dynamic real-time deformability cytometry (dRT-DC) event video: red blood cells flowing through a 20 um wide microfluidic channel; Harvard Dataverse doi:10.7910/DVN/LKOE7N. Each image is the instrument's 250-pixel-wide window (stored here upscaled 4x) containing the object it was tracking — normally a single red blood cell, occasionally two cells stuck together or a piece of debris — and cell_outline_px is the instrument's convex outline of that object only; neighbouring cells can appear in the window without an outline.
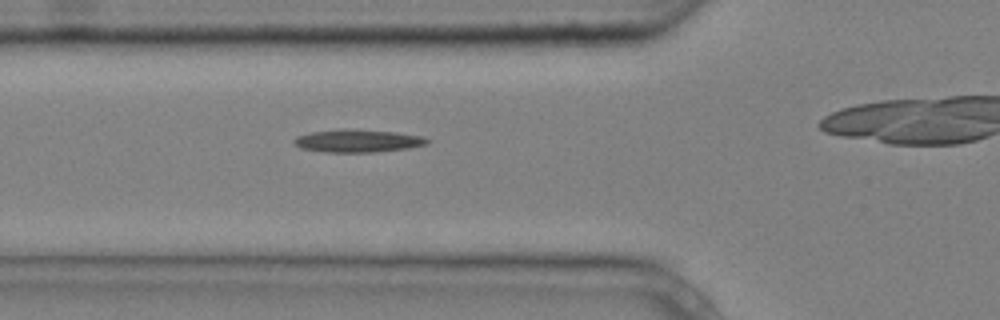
{"species": "common noctule bat (a hibernating species)", "species_latin": "Nyctalus noctula", "temperature_condition": "cold", "stored_images_in_passage": 5, "camera_frame_rate_fps": 3000, "um_per_image_px": 0.085, "animal": {"sex": "male", "body_mass_g": 20.4}, "frame": {"image": 1, "passage_image": 4, "time_ms": 1.0, "image_size_px": [1000, 320], "cell_outline_px": [[428, 144], [408, 148], [372, 152], [324, 152], [300, 148], [292, 144], [292, 140], [296, 136], [312, 132], [340, 128], [348, 128], [396, 132], [420, 136], [428, 140]], "centroid_in_image_um": [30.32, 11.96], "position_along_channel_um": 95.5, "area_um2": 17.8}}